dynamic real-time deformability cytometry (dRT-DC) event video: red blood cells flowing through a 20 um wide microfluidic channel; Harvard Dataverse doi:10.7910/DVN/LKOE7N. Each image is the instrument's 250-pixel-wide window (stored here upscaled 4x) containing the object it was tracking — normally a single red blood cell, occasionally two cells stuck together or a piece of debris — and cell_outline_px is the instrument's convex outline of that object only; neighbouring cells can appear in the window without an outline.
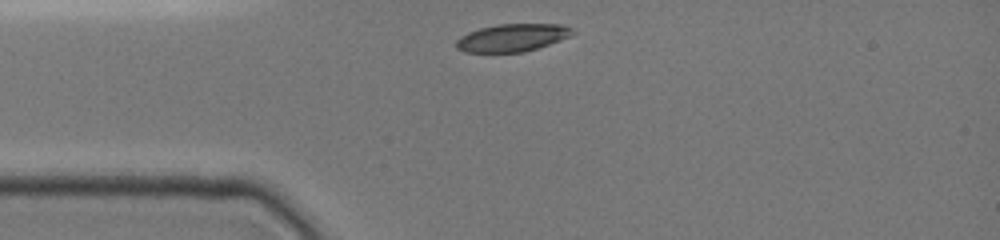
{"species": "common noctule bat (a hibernating species)", "species_latin": "Nyctalus noctula", "temperature_condition": "cold", "stored_images_in_passage": 12, "camera_frame_rate_fps": 3000, "um_per_image_px": 0.085, "animal": {"sex": "female", "body_mass_g": 19.0, "forearm_length_mm": 51.5}, "frame": {"image": 1, "passage_image": 1, "time_ms": 0.0, "image_size_px": [1000, 240], "cell_outline_px": [[576, 32], [560, 40], [524, 52], [464, 52], [456, 48], [456, 40], [460, 36], [468, 32], [480, 28], [496, 24], [560, 24], [572, 28]], "centroid_in_image_um": [43.51, 3.2], "position_along_channel_um": 41.5, "area_um2": 18.67}}
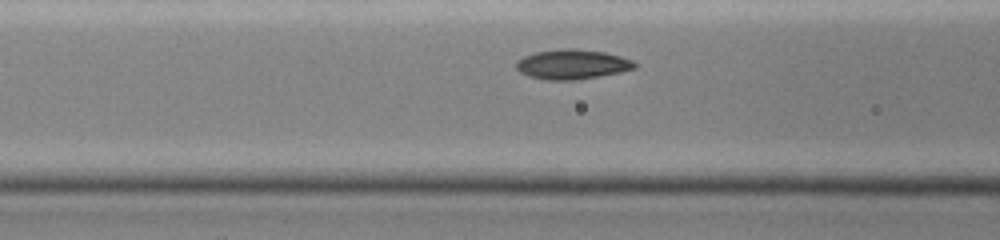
{"frame": {"image": 2, "passage_image": 6, "time_ms": 2.333, "image_size_px": [1000, 240], "cell_outline_px": [[636, 68], [620, 72], [600, 76], [572, 80], [548, 80], [528, 76], [520, 72], [516, 68], [516, 60], [524, 56], [536, 52], [564, 48], [572, 48], [604, 52], [620, 56], [632, 60], [636, 64]], "centroid_in_image_um": [48.62, 5.47], "position_along_channel_um": 118.0, "area_um2": 20.46}}
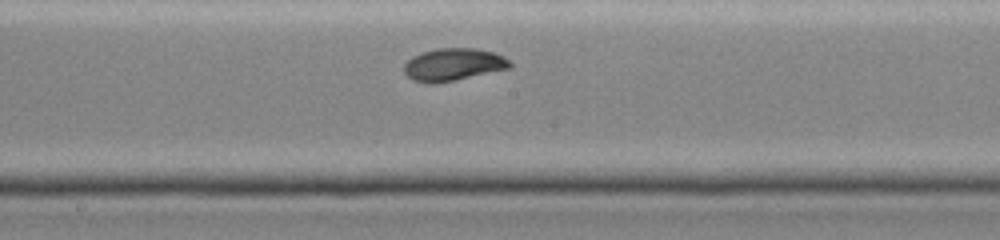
{"frame": {"image": 3, "passage_image": 12, "time_ms": 4.667, "image_size_px": [1000, 240], "cell_outline_px": [[512, 68], [456, 80], [432, 84], [428, 84], [412, 80], [404, 72], [404, 64], [412, 56], [436, 48], [476, 48], [496, 52], [504, 56], [512, 64]], "centroid_in_image_um": [38.56, 5.49], "position_along_channel_um": 209.6, "area_um2": 20.29}}